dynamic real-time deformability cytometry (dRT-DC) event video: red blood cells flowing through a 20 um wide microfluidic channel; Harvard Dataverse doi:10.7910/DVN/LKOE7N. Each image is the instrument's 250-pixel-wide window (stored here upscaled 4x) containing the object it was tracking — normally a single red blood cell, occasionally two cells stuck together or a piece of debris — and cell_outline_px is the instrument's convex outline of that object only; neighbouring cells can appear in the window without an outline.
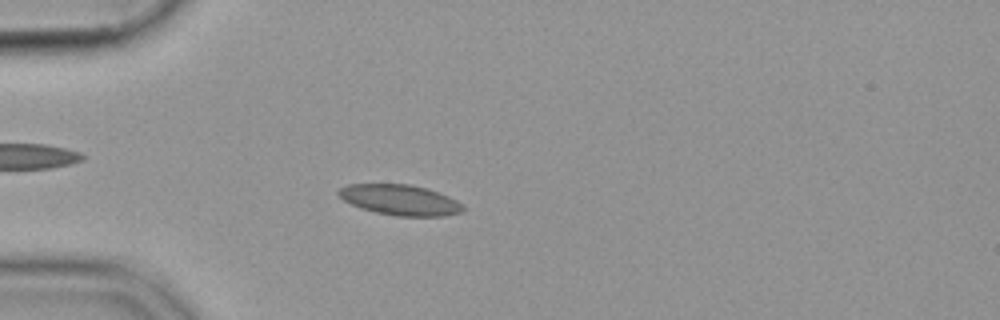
{"species": "common noctule bat (a hibernating species)", "species_latin": "Nyctalus noctula", "temperature_condition": "cold", "stored_images_in_passage": 55, "camera_frame_rate_fps": 3000, "um_per_image_px": 0.085, "animal": {"sex": "female", "body_mass_g": 19.9}, "frame": {"image": 1, "passage_image": 16, "time_ms": 5.0, "image_size_px": [1000, 320], "cell_outline_px": [[464, 208], [460, 212], [444, 216], [396, 216], [376, 212], [360, 208], [344, 200], [336, 192], [340, 188], [348, 184], [408, 184], [428, 188], [448, 196], [464, 204]], "centroid_in_image_um": [34.01, 16.99], "position_along_channel_um": 51.0, "area_um2": 22.08}}
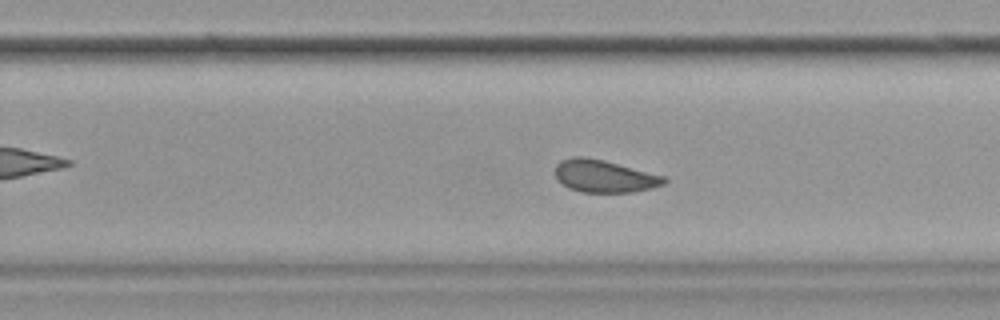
{"frame": {"image": 2, "passage_image": 36, "time_ms": 11.667, "image_size_px": [1000, 320], "cell_outline_px": [[668, 180], [664, 184], [652, 188], [632, 192], [580, 192], [568, 188], [556, 180], [556, 164], [560, 160], [572, 156], [584, 156], [604, 160], [664, 176]], "centroid_in_image_um": [51.33, 14.97], "position_along_channel_um": 278.5, "area_um2": 20.69}}
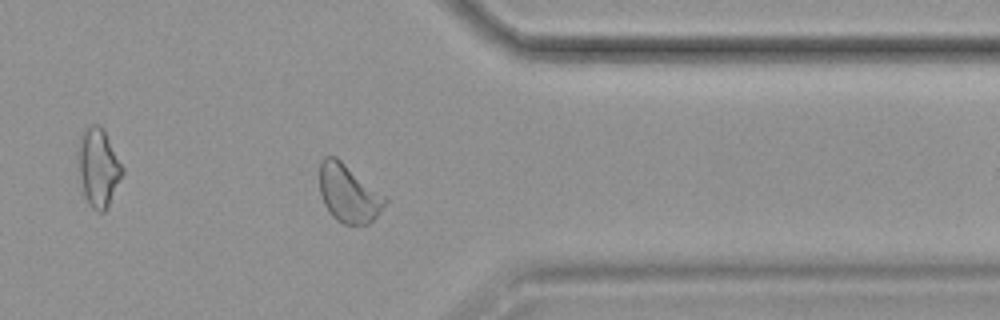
{"frame": {"image": 3, "passage_image": 45, "time_ms": 14.667, "image_size_px": [1000, 320], "cell_outline_px": [[388, 200], [376, 216], [368, 224], [344, 224], [336, 220], [328, 212], [324, 204], [320, 192], [320, 164], [324, 156], [336, 156], [388, 196]], "centroid_in_image_um": [29.65, 16.42], "position_along_channel_um": 381.8, "area_um2": 22.37}}